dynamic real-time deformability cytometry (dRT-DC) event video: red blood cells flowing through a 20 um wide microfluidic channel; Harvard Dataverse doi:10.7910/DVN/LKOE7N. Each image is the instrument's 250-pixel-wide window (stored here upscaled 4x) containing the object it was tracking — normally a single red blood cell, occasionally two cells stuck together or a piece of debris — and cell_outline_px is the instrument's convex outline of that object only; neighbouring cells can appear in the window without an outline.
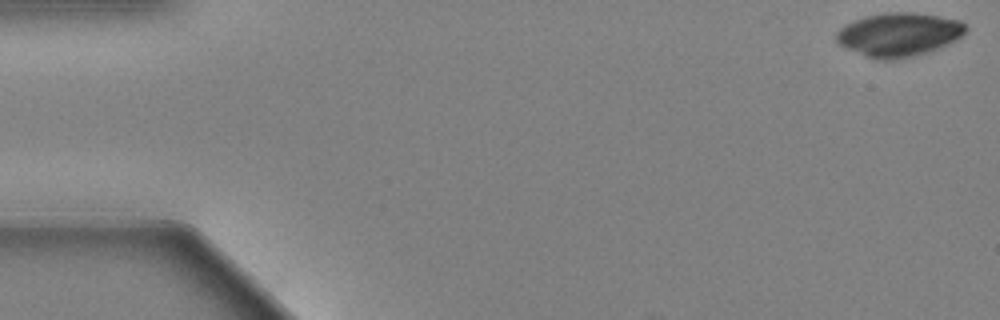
{"species": "Egyptian fruit bat (a non-hibernating species)", "species_latin": "Rousettus aegyptiacus", "temperature_condition": "warm", "stored_images_in_passage": 10, "camera_frame_rate_fps": 3000, "um_per_image_px": 0.085, "animal": {"sex": "female"}, "frame": {"image": 1, "passage_image": 1, "time_ms": 0.0, "image_size_px": [1000, 320], "cell_outline_px": [[968, 28], [956, 40], [940, 48], [928, 52], [912, 56], [892, 60], [880, 60], [864, 56], [844, 48], [836, 40], [836, 32], [840, 28], [864, 16], [884, 12], [912, 12], [940, 16], [960, 20]], "centroid_in_image_um": [76.4, 2.94], "position_along_channel_um": 8.6, "area_um2": 33.0}}